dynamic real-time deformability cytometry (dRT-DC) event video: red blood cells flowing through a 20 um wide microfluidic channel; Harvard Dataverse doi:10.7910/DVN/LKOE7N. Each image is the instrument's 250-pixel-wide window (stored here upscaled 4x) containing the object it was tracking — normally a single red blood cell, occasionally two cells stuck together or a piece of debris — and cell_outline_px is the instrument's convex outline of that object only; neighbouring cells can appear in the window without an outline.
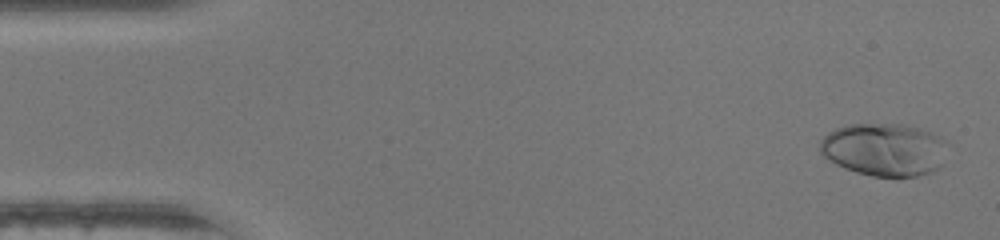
{"species": "human", "species_latin": "Homo sapiens", "temperature_condition": "warm", "stored_images_in_passage": 47, "camera_frame_rate_fps": 3000, "um_per_image_px": 0.085, "donor": {"sex": "female"}, "frame": {"image": 1, "passage_image": 2, "time_ms": 0.333, "image_size_px": [1000, 240], "cell_outline_px": [[952, 144], [940, 168], [932, 172], [916, 176], [896, 180], [872, 176], [856, 172], [844, 168], [836, 164], [824, 156], [820, 152], [820, 140], [828, 132], [836, 128], [848, 124], [908, 124], [932, 132], [948, 140]], "centroid_in_image_um": [75.26, 12.73], "position_along_channel_um": 9.7, "area_um2": 40.75}}
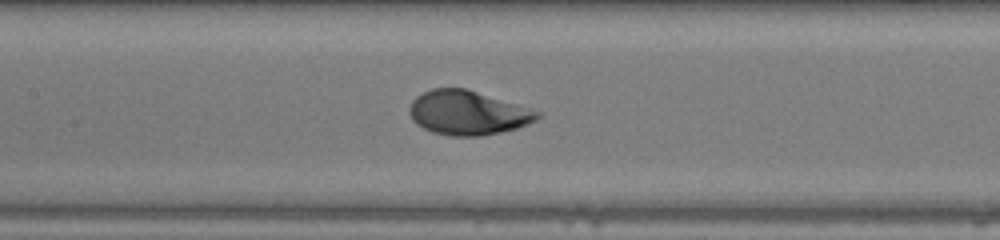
{"frame": {"image": 2, "passage_image": 22, "time_ms": 7.0, "image_size_px": [1000, 240], "cell_outline_px": [[540, 116], [536, 120], [516, 128], [500, 132], [480, 136], [452, 136], [432, 132], [416, 124], [412, 120], [408, 112], [408, 108], [412, 100], [416, 96], [432, 88], [464, 88], [528, 108], [540, 112]], "centroid_in_image_um": [39.69, 9.59], "position_along_channel_um": 167.7, "area_um2": 32.6}}
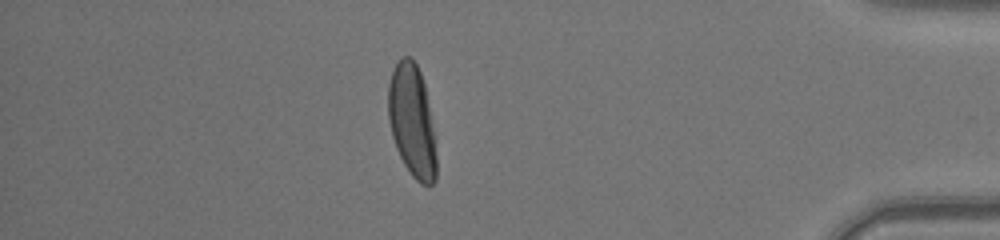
{"frame": {"image": 3, "passage_image": 41, "time_ms": 13.333, "image_size_px": [1000, 240], "cell_outline_px": [[436, 180], [432, 184], [420, 184], [412, 176], [404, 164], [396, 148], [392, 136], [388, 120], [388, 84], [392, 68], [400, 56], [412, 56], [420, 72], [424, 84], [432, 128], [436, 156]], "centroid_in_image_um": [34.98, 10.25], "position_along_channel_um": 400.2, "area_um2": 31.44}, "authors_computed_cell_mechanics": {"area_um2": 32.7726, "velocity_mm_per_s": 4.3714, "shape_relaxation_time_tau1_ms": 2.721, "shape_relaxation_time_tau2_ms": null, "deformation_change_tau1": 0.1964, "deformation_change_tau2": null}}